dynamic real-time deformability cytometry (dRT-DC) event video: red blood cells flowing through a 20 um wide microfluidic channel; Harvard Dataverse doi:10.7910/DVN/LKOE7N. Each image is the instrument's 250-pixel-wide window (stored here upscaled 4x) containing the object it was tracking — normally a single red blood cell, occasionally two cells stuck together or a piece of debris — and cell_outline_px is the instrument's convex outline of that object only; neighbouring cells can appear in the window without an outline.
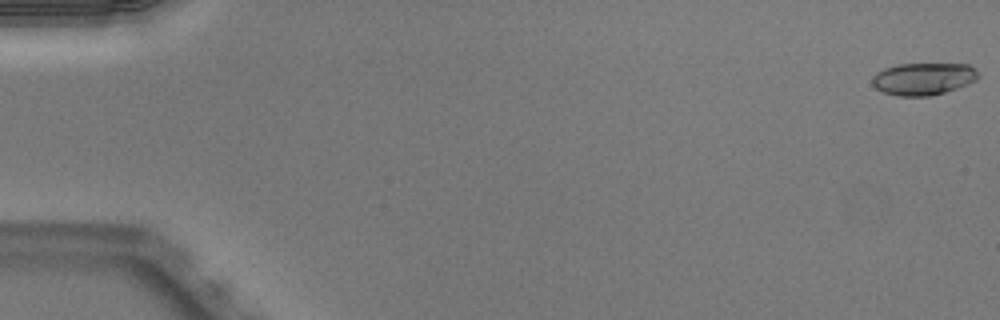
{"species": "Egyptian fruit bat (a non-hibernating species)", "species_latin": "Rousettus aegyptiacus", "temperature_condition": "warm", "stored_images_in_passage": 51, "camera_frame_rate_fps": 3000, "um_per_image_px": 0.085, "animal": {"sex": "male"}, "frame": {"image": 1, "passage_image": 1, "time_ms": 0.0, "image_size_px": [1000, 320], "cell_outline_px": [[980, 76], [976, 80], [968, 84], [944, 92], [928, 96], [900, 96], [884, 92], [876, 88], [872, 84], [872, 76], [876, 72], [884, 68], [896, 64], [968, 64]], "centroid_in_image_um": [78.45, 6.69], "position_along_channel_um": 6.5, "area_um2": 19.83}}
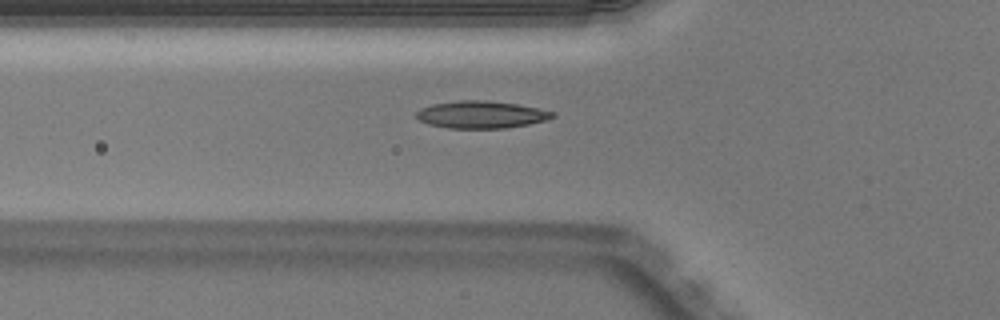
{"frame": {"image": 2, "passage_image": 19, "time_ms": 6.0, "image_size_px": [1000, 320], "cell_outline_px": [[556, 116], [548, 120], [508, 128], [448, 128], [428, 124], [420, 120], [416, 116], [416, 112], [420, 108], [432, 104], [460, 100], [488, 100], [516, 104], [556, 112]], "centroid_in_image_um": [40.92, 9.74], "position_along_channel_um": 84.9, "area_um2": 21.73}}
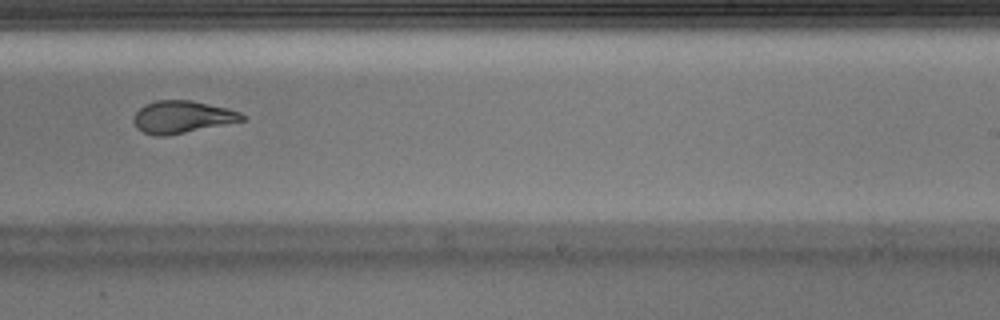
{"frame": {"image": 3, "passage_image": 33, "time_ms": 10.667, "image_size_px": [1000, 320], "cell_outline_px": [[248, 116], [244, 120], [168, 136], [156, 136], [144, 132], [136, 128], [132, 120], [136, 112], [144, 104], [156, 100], [192, 100], [228, 108], [240, 112]], "centroid_in_image_um": [15.47, 9.94], "position_along_channel_um": 273.5, "area_um2": 20.58}, "authors_computed_cell_mechanics": {"area_um2": 20.4612, "velocity_mm_per_s": 4.021, "shape_relaxation_time_tau1_ms": null, "shape_relaxation_time_tau2_ms": 1.4155, "deformation_change_tau1": null, "deformation_change_tau2": 0.0825}}